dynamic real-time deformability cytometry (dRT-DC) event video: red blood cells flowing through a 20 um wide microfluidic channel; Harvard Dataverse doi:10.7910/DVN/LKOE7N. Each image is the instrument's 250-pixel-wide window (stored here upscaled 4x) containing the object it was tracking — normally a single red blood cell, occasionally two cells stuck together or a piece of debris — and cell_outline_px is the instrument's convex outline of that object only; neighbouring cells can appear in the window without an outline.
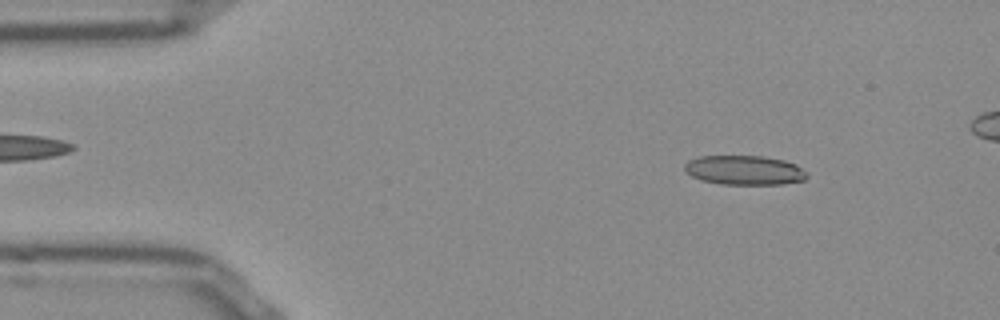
{"species": "Egyptian fruit bat (a non-hibernating species)", "species_latin": "Rousettus aegyptiacus", "temperature_condition": "room temperature", "stored_images_in_passage": 48, "camera_frame_rate_fps": 3000, "um_per_image_px": 0.085, "frame": {"image": 1, "passage_image": 6, "time_ms": 1.667, "image_size_px": [1000, 320], "cell_outline_px": [[808, 176], [804, 180], [780, 184], [720, 184], [700, 180], [692, 176], [684, 168], [684, 164], [688, 160], [700, 156], [764, 156], [784, 160], [796, 164]], "centroid_in_image_um": [63.25, 14.46], "position_along_channel_um": 21.8, "area_um2": 20.87}}
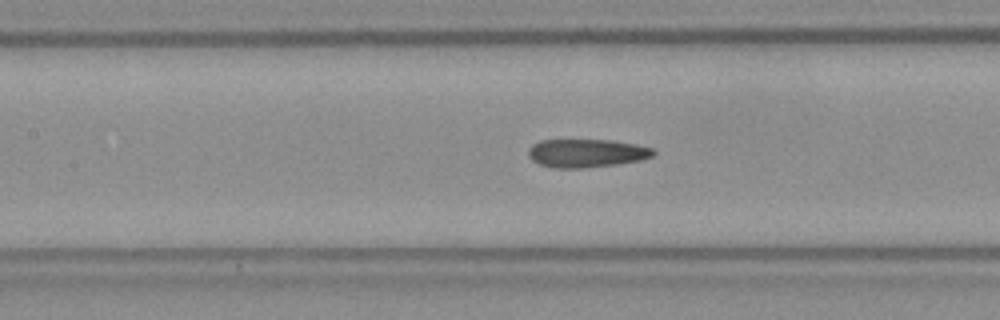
{"frame": {"image": 2, "passage_image": 22, "time_ms": 7.0, "image_size_px": [1000, 320], "cell_outline_px": [[656, 152], [652, 156], [640, 160], [616, 164], [580, 168], [556, 168], [540, 164], [532, 160], [528, 156], [528, 148], [532, 144], [540, 140], [612, 140], [636, 144], [656, 148]], "centroid_in_image_um": [49.86, 13.01], "position_along_channel_um": 157.5, "area_um2": 20.69}}
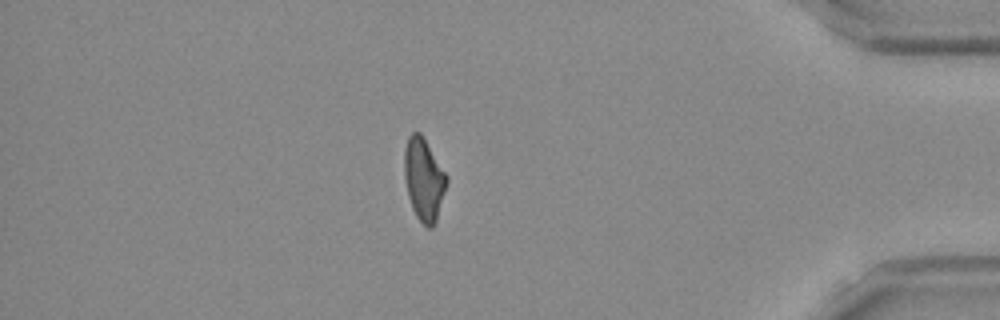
{"frame": {"image": 3, "passage_image": 44, "time_ms": 14.333, "image_size_px": [1000, 320], "cell_outline_px": [[448, 180], [436, 220], [432, 228], [428, 228], [416, 216], [412, 208], [408, 196], [404, 176], [404, 148], [408, 136], [412, 132], [420, 132], [448, 176]], "centroid_in_image_um": [36.01, 15.22], "position_along_channel_um": 399.2, "area_um2": 20.23}}